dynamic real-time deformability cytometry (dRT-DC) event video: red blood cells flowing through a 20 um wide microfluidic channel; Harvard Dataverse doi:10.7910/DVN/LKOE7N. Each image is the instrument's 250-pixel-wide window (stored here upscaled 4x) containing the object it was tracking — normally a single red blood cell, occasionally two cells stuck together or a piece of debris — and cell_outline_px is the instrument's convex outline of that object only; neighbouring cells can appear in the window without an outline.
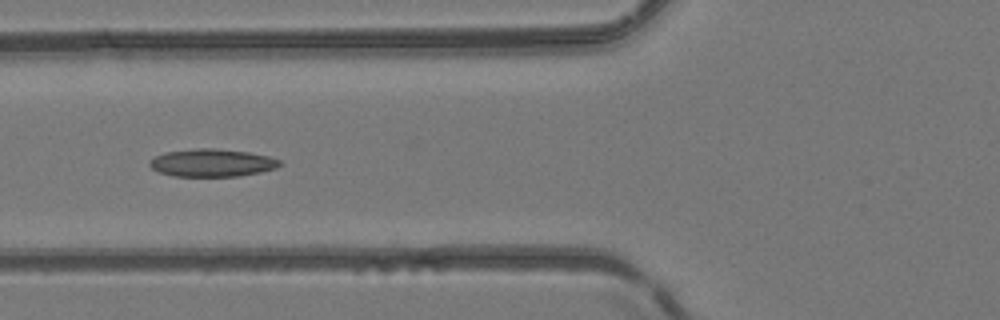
{"species": "common noctule bat (a hibernating species)", "species_latin": "Nyctalus noctula", "temperature_condition": "room temperature", "stored_images_in_passage": 33, "camera_frame_rate_fps": 3000, "um_per_image_px": 0.085, "animal": {"sex": "female", "body_mass_g": 24.6, "forearm_length_mm": 56.2}, "frame": {"image": 1, "passage_image": 5, "time_ms": 1.333, "image_size_px": [1000, 320], "cell_outline_px": [[280, 164], [276, 168], [260, 172], [240, 176], [172, 176], [160, 172], [152, 168], [148, 164], [148, 160], [164, 152], [196, 148], [212, 148], [248, 152], [268, 156], [280, 160]], "centroid_in_image_um": [17.99, 13.84], "position_along_channel_um": 107.8, "area_um2": 20.98}}
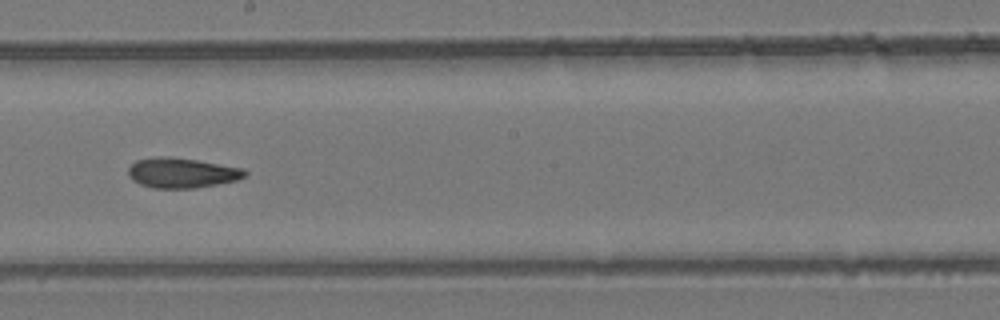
{"frame": {"image": 2, "passage_image": 14, "time_ms": 4.333, "image_size_px": [1000, 320], "cell_outline_px": [[248, 172], [244, 176], [236, 180], [196, 188], [152, 188], [140, 184], [132, 180], [128, 176], [128, 168], [136, 160], [160, 156], [168, 156], [196, 160], [244, 168]], "centroid_in_image_um": [15.43, 14.69], "position_along_channel_um": 232.8, "area_um2": 20.4}}
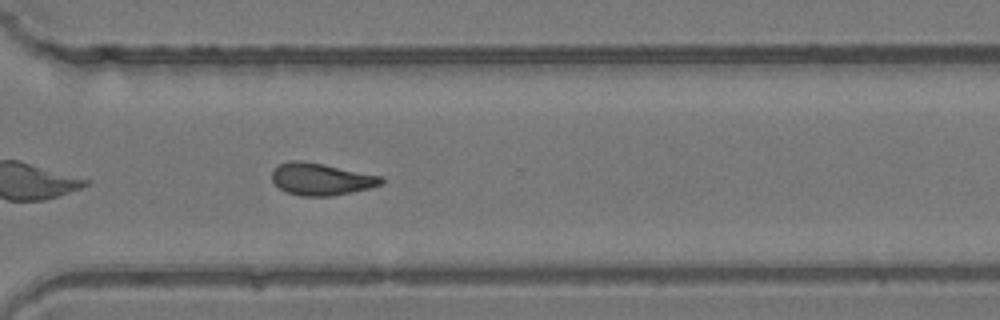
{"frame": {"image": 3, "passage_image": 22, "time_ms": 7.0, "image_size_px": [1000, 320], "cell_outline_px": [[384, 180], [380, 184], [368, 188], [352, 192], [332, 196], [300, 196], [288, 192], [280, 188], [272, 180], [272, 172], [280, 164], [288, 160], [300, 160], [324, 164], [380, 176]], "centroid_in_image_um": [27.26, 15.22], "position_along_channel_um": 343.3, "area_um2": 20.17}, "authors_computed_cell_mechanics": {"area_um2": 19.941, "velocity_mm_per_s": 4.1563, "shape_relaxation_time_tau1_ms": null, "shape_relaxation_time_tau2_ms": 3.1257, "deformation_change_tau1": null, "deformation_change_tau2": 0.1046}}